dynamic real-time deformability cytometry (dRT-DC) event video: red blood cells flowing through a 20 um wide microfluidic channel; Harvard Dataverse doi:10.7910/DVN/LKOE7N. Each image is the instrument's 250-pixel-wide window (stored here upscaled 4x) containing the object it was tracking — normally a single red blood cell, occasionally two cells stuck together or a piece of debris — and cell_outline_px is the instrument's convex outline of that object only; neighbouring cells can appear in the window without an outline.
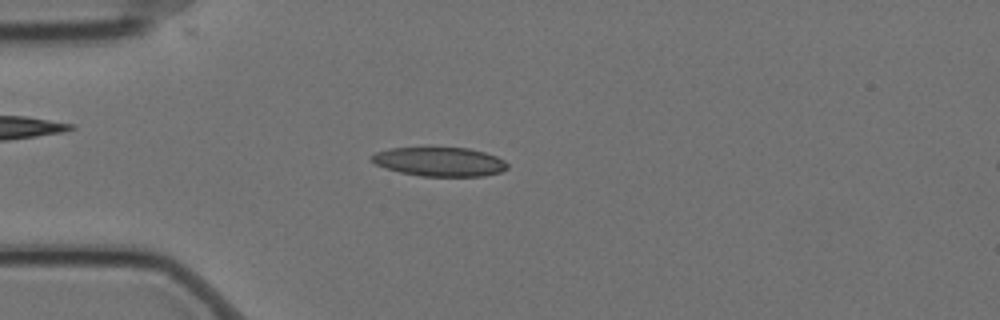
{"species": "Egyptian fruit bat (a non-hibernating species)", "species_latin": "Rousettus aegyptiacus", "temperature_condition": "cold", "stored_images_in_passage": 5, "camera_frame_rate_fps": 3000, "um_per_image_px": 0.085, "animal": {"sex": "female"}, "frame": {"image": 1, "passage_image": 5, "time_ms": 1.333, "image_size_px": [1000, 320], "cell_outline_px": [[508, 168], [500, 172], [484, 176], [420, 176], [400, 172], [376, 164], [368, 160], [368, 156], [376, 152], [388, 148], [468, 148], [484, 152], [496, 156], [504, 160], [508, 164]], "centroid_in_image_um": [37.35, 13.74], "position_along_channel_um": 47.7, "area_um2": 23.0}}